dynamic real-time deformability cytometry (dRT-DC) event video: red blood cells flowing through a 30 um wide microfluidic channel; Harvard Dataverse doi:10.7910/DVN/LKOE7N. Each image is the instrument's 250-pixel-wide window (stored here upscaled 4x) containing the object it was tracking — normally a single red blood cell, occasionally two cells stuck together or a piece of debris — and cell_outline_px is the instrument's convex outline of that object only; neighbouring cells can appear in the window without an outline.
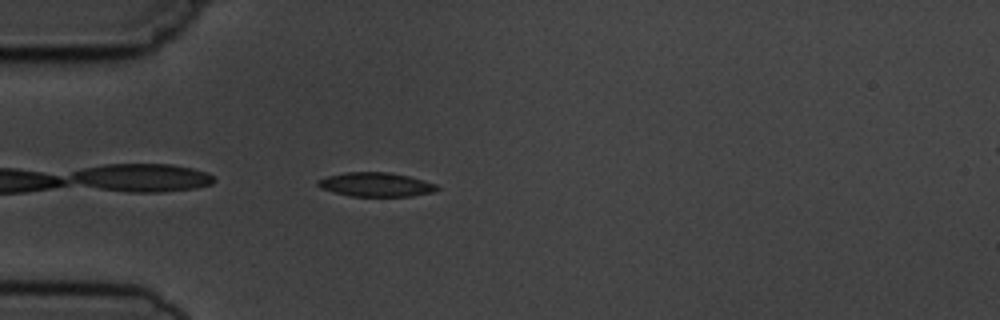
{"species": "common noctule bat (a hibernating species)", "species_latin": "Nyctalus noctula", "temperature_condition": "cold", "stored_images_in_passage": 3, "camera_frame_rate_fps": 3000, "um_per_image_px": 0.085, "animal": {"sex": "male", "body_mass_g": 19.5, "forearm_length_mm": 54.6}, "frame": {"image": 1, "passage_image": 3, "time_ms": 3.333, "image_size_px": [1000, 320], "cell_outline_px": [[440, 188], [432, 192], [412, 196], [348, 196], [320, 188], [316, 184], [316, 180], [328, 176], [344, 172], [392, 172], [408, 176], [436, 184]], "centroid_in_image_um": [31.92, 15.68], "position_along_channel_um": 53.1, "area_um2": 16.76}}